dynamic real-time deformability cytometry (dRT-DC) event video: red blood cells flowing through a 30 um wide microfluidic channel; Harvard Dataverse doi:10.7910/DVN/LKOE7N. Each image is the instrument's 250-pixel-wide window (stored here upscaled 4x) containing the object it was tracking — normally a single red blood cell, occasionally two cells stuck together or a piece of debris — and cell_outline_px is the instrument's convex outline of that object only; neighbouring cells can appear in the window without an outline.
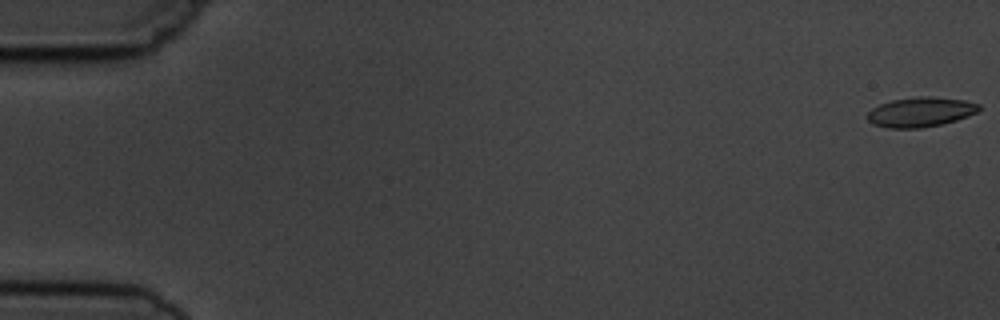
{"species": "common noctule bat (a hibernating species)", "species_latin": "Nyctalus noctula", "temperature_condition": "cold", "stored_images_in_passage": 7, "camera_frame_rate_fps": 3000, "um_per_image_px": 0.085, "animal": {"sex": "male", "body_mass_g": 19.5, "forearm_length_mm": 54.6}, "frame": {"image": 1, "passage_image": 1, "time_ms": 0.0, "image_size_px": [1000, 320], "cell_outline_px": [[980, 108], [976, 112], [956, 120], [940, 124], [920, 128], [888, 128], [872, 124], [864, 116], [872, 108], [880, 104], [892, 100], [916, 96], [932, 96], [964, 100], [980, 104]], "centroid_in_image_um": [78.2, 9.51], "position_along_channel_um": 6.8, "area_um2": 19.36}}
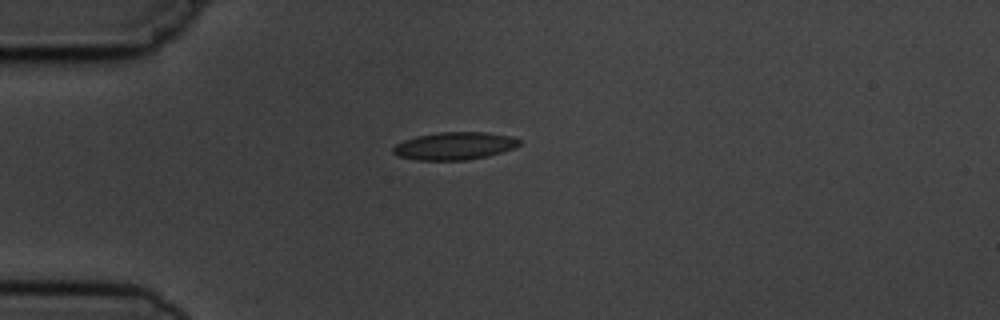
{"frame": {"image": 2, "passage_image": 5, "time_ms": 4.667, "image_size_px": [1000, 320], "cell_outline_px": [[520, 144], [516, 148], [468, 160], [416, 160], [400, 156], [392, 152], [392, 148], [396, 144], [404, 140], [416, 136], [436, 132], [488, 132], [512, 136], [520, 140]], "centroid_in_image_um": [38.63, 12.39], "position_along_channel_um": 46.4, "area_um2": 20.35}}
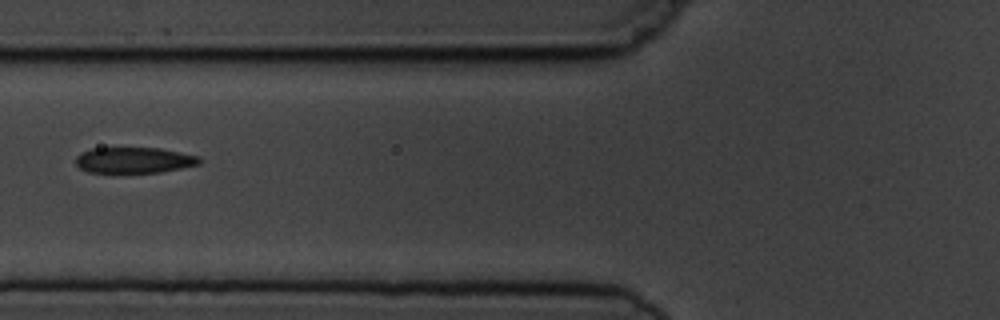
{"frame": {"image": 3, "passage_image": 7, "time_ms": 7.0, "image_size_px": [1000, 320], "cell_outline_px": [[200, 164], [160, 172], [88, 172], [80, 168], [76, 164], [76, 156], [80, 152], [92, 148], [160, 148], [200, 156]], "centroid_in_image_um": [11.38, 13.6], "position_along_channel_um": 114.4, "area_um2": 18.55}}